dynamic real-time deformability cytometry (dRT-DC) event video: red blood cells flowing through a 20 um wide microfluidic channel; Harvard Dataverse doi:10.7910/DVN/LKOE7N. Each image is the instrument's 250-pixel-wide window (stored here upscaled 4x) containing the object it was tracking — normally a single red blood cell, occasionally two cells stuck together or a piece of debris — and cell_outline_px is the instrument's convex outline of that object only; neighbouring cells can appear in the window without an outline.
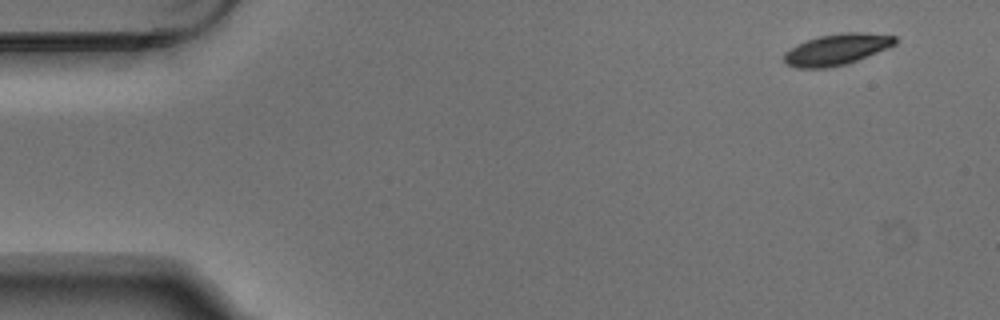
{"species": "Egyptian fruit bat (a non-hibernating species)", "species_latin": "Rousettus aegyptiacus", "temperature_condition": "warm", "stored_images_in_passage": 5, "camera_frame_rate_fps": 3000, "um_per_image_px": 0.085, "animal": {"sex": "male"}, "frame": {"image": 1, "passage_image": 1, "time_ms": 0.0, "image_size_px": [1000, 320], "cell_outline_px": [[896, 44], [888, 48], [848, 64], [828, 68], [796, 68], [788, 64], [784, 60], [784, 52], [796, 44], [820, 36], [840, 32], [864, 32], [896, 36]], "centroid_in_image_um": [71.13, 4.2], "position_along_channel_um": 13.9, "area_um2": 20.29}}
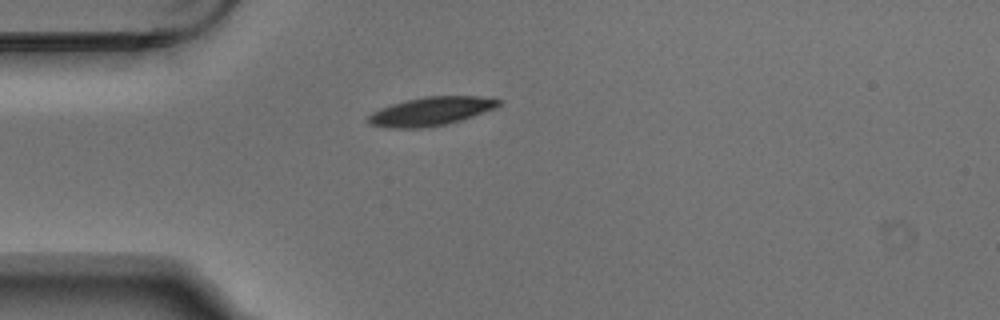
{"frame": {"image": 2, "passage_image": 4, "time_ms": 1.0, "image_size_px": [1000, 320], "cell_outline_px": [[500, 104], [496, 108], [460, 120], [444, 124], [424, 128], [388, 128], [368, 124], [368, 116], [372, 112], [380, 108], [392, 104], [408, 100], [428, 96], [476, 96], [500, 100]], "centroid_in_image_um": [36.59, 9.47], "position_along_channel_um": 48.4, "area_um2": 21.44}}